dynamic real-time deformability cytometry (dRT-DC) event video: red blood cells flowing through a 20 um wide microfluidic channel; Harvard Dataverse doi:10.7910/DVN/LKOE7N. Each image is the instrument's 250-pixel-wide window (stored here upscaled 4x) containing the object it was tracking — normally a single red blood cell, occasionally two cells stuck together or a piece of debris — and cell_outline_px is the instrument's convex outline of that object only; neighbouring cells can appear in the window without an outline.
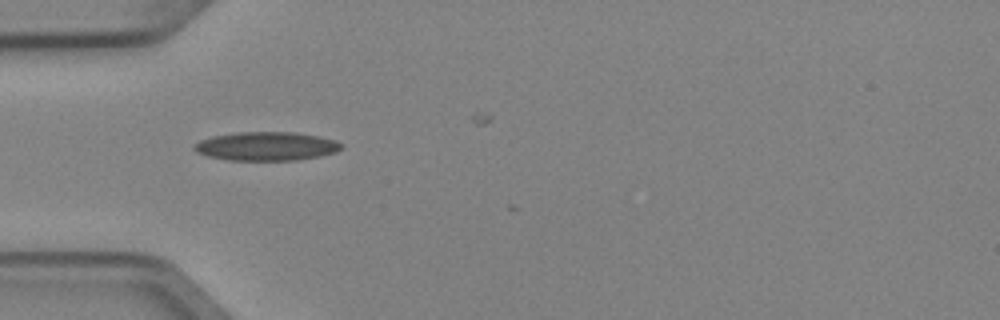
{"species": "Egyptian fruit bat (a non-hibernating species)", "species_latin": "Rousettus aegyptiacus", "temperature_condition": "cold", "stored_images_in_passage": 7, "camera_frame_rate_fps": 3000, "um_per_image_px": 0.085, "animal": {"sex": "female"}, "frame": {"image": 1, "passage_image": 5, "time_ms": 1.333, "image_size_px": [1000, 320], "cell_outline_px": [[344, 144], [336, 152], [320, 156], [296, 160], [228, 160], [208, 156], [196, 152], [192, 148], [192, 144], [200, 140], [212, 136], [236, 132], [296, 132], [336, 140]], "centroid_in_image_um": [22.61, 12.42], "position_along_channel_um": 62.4, "area_um2": 24.74}}
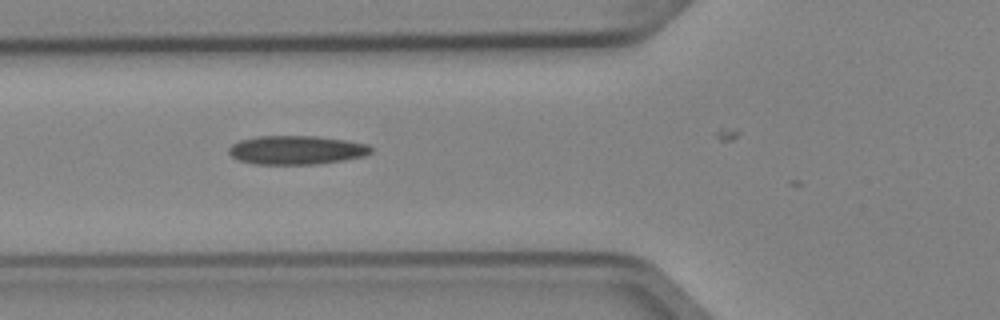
{"frame": {"image": 2, "passage_image": 6, "time_ms": 1.667, "image_size_px": [1000, 320], "cell_outline_px": [[372, 152], [364, 156], [344, 160], [316, 164], [256, 164], [240, 160], [232, 156], [228, 152], [228, 148], [232, 144], [240, 140], [256, 136], [316, 136], [344, 140], [368, 144], [372, 148]], "centroid_in_image_um": [25.2, 12.75], "position_along_channel_um": 100.6, "area_um2": 23.81}}
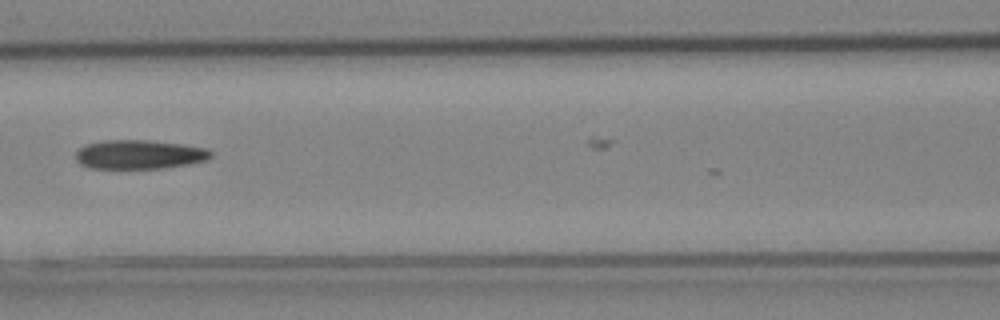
{"frame": {"image": 3, "passage_image": 7, "time_ms": 2.0, "image_size_px": [1000, 320], "cell_outline_px": [[212, 156], [204, 160], [188, 164], [164, 168], [88, 168], [80, 164], [76, 160], [76, 152], [84, 144], [104, 140], [144, 140], [180, 144], [208, 148], [212, 152]], "centroid_in_image_um": [11.81, 13.13], "position_along_channel_um": 154.8, "area_um2": 22.83}}